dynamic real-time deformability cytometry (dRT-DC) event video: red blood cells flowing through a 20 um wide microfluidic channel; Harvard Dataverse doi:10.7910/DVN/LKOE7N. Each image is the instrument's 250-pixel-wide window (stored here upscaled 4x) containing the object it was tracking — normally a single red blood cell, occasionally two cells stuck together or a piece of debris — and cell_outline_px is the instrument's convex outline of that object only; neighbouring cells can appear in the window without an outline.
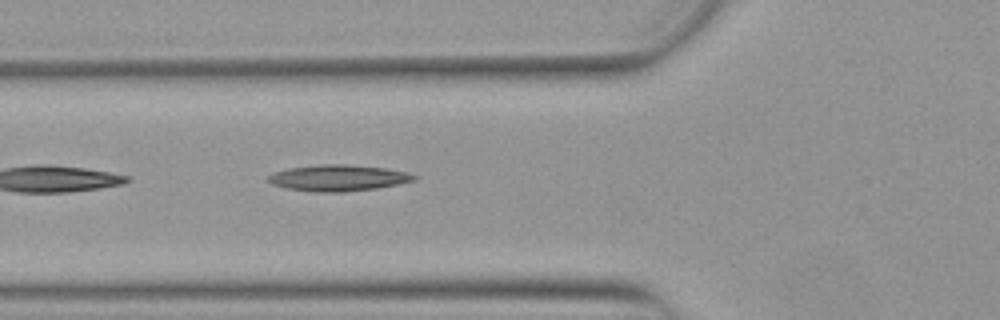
{"species": "Egyptian fruit bat (a non-hibernating species)", "species_latin": "Rousettus aegyptiacus", "temperature_condition": "warm", "stored_images_in_passage": 22, "camera_frame_rate_fps": 3000, "um_per_image_px": 0.085, "animal": {"sex": "female"}, "frame": {"image": 1, "passage_image": 4, "time_ms": 1.0, "image_size_px": [1000, 320], "cell_outline_px": [[420, 176], [416, 180], [400, 184], [376, 188], [344, 192], [312, 192], [284, 188], [272, 184], [268, 180], [268, 176], [276, 172], [288, 168], [320, 164], [348, 164], [384, 168], [408, 172]], "centroid_in_image_um": [28.78, 15.12], "position_along_channel_um": 97.0, "area_um2": 22.48}}